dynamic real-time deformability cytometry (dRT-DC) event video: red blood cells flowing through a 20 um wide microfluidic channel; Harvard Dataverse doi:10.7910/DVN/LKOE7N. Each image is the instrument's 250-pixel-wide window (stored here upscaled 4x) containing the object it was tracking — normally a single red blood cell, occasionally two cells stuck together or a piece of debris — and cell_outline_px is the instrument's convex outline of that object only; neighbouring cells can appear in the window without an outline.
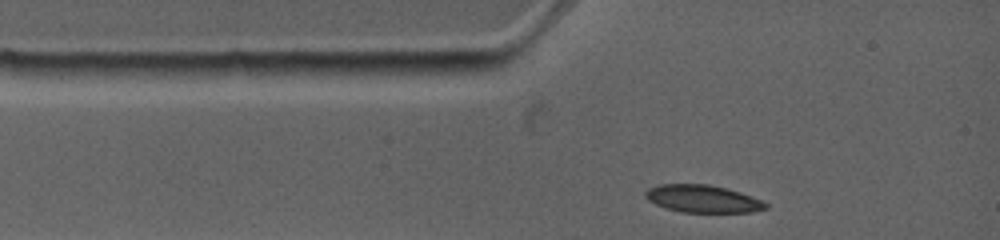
{"species": "common noctule bat (a hibernating species)", "species_latin": "Nyctalus noctula", "temperature_condition": "warm", "stored_images_in_passage": 28, "camera_frame_rate_fps": 4500, "um_per_image_px": 0.085, "animal": {"sex": "female", "body_mass_g": 19.0, "forearm_length_mm": 53.3}, "frame": {"image": 1, "passage_image": 1, "time_ms": 0.0, "image_size_px": [1000, 240], "cell_outline_px": [[768, 208], [752, 212], [680, 212], [656, 204], [648, 200], [644, 196], [644, 192], [648, 188], [656, 184], [708, 184], [728, 188], [752, 196], [768, 204]], "centroid_in_image_um": [59.72, 16.88], "position_along_channel_um": 25.3, "area_um2": 19.36}}
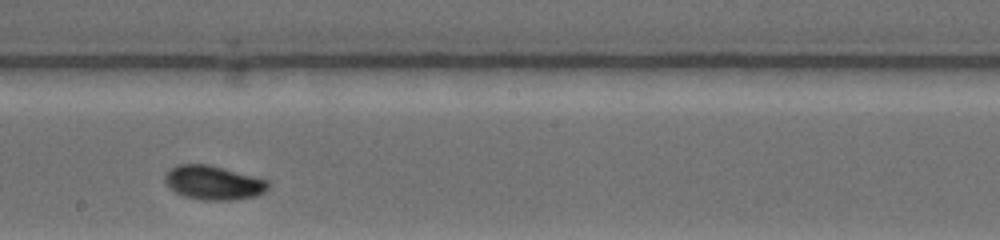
{"frame": {"image": 2, "passage_image": 16, "time_ms": 5.556, "image_size_px": [1000, 240], "cell_outline_px": [[272, 184], [264, 192], [256, 196], [236, 200], [204, 200], [184, 196], [176, 192], [164, 180], [164, 176], [168, 168], [176, 164], [208, 164], [268, 180]], "centroid_in_image_um": [18.15, 15.52], "position_along_channel_um": 230.0, "area_um2": 20.58}}
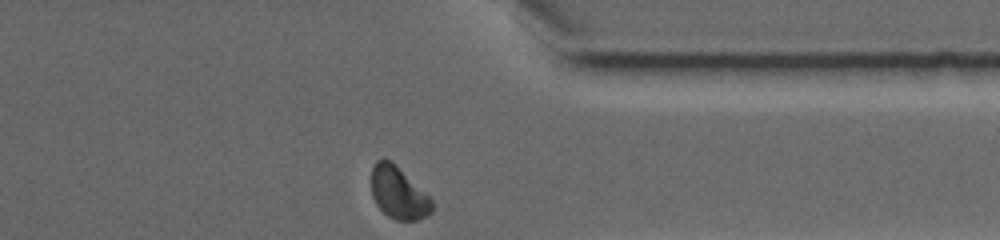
{"frame": {"image": 3, "passage_image": 28, "time_ms": 9.556, "image_size_px": [1000, 240], "cell_outline_px": [[432, 212], [416, 220], [396, 220], [388, 216], [376, 204], [372, 196], [372, 168], [376, 160], [384, 156], [428, 196], [432, 200]], "centroid_in_image_um": [33.82, 16.41], "position_along_channel_um": 377.6, "area_um2": 17.8}, "authors_computed_cell_mechanics": {"area_um2": 19.941, "velocity_mm_per_s": 3.8336, "shape_relaxation_time_tau1_ms": 3.7146, "shape_relaxation_time_tau2_ms": null, "deformation_change_tau1": 0.145, "deformation_change_tau2": null}}